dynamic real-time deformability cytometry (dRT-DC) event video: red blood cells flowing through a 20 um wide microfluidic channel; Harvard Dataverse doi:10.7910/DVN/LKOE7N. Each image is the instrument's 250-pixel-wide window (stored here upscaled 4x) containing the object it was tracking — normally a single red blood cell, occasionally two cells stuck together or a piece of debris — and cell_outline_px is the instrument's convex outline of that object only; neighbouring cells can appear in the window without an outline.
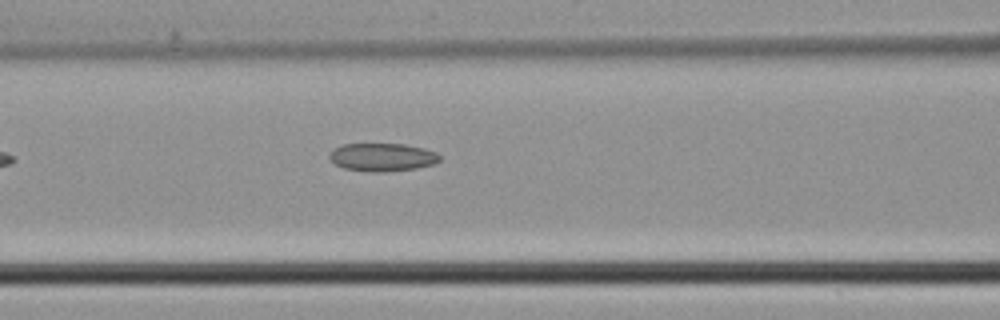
{"species": "common noctule bat (a hibernating species)", "species_latin": "Nyctalus noctula", "temperature_condition": "cold", "stored_images_in_passage": 5, "camera_frame_rate_fps": 3000, "um_per_image_px": 0.085, "animal": {"sex": "male", "body_mass_g": 21.5, "forearm_length_mm": 52.0}, "frame": {"image": 1, "passage_image": 5, "time_ms": 1.333, "image_size_px": [1000, 320], "cell_outline_px": [[440, 160], [436, 164], [416, 168], [388, 172], [372, 172], [344, 168], [336, 164], [328, 156], [336, 148], [344, 144], [404, 144], [424, 148], [436, 152], [440, 156]], "centroid_in_image_um": [32.56, 13.37], "position_along_channel_um": 134.0, "area_um2": 17.98}}